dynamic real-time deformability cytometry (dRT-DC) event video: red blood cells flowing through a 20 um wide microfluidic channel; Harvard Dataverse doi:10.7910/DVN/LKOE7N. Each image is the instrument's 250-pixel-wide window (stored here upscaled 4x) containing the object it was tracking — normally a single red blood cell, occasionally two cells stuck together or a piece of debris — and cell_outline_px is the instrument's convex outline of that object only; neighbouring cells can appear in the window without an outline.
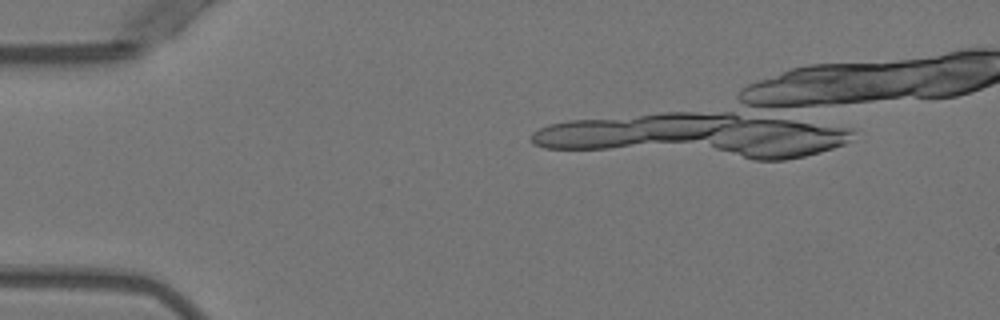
{"species": "Egyptian fruit bat (a non-hibernating species)", "species_latin": "Rousettus aegyptiacus", "temperature_condition": "warm", "stored_images_in_passage": 5, "camera_frame_rate_fps": 3000, "um_per_image_px": 0.085, "animal": {"sex": "female"}, "frame": {"image": 1, "passage_image": 2, "time_ms": 0.333, "image_size_px": [1000, 320], "cell_outline_px": [[736, 116], [732, 120], [704, 136], [592, 148], [556, 148], [544, 144], [604, 124], [648, 116]], "centroid_in_image_um": [54.63, 11.15], "position_along_channel_um": 30.4, "area_um2": 25.37}}